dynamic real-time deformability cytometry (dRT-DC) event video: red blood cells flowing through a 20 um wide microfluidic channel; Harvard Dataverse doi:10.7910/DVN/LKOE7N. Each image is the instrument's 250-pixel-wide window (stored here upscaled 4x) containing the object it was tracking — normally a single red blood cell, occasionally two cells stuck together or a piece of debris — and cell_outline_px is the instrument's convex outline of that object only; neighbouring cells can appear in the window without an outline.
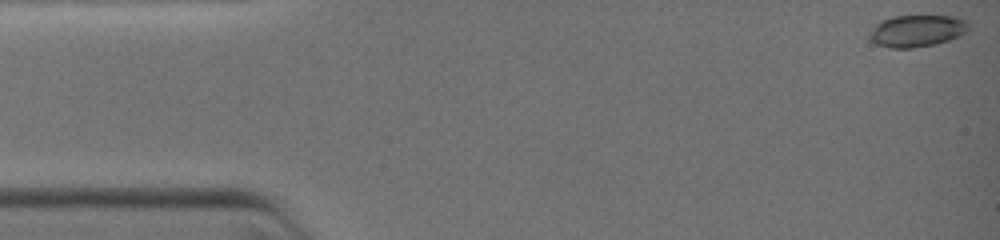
{"species": "common noctule bat (a hibernating species)", "species_latin": "Nyctalus noctula", "temperature_condition": "warm", "stored_images_in_passage": 5, "camera_frame_rate_fps": 3000, "um_per_image_px": 0.085, "animal": {"sex": "female", "body_mass_g": 19.0, "forearm_length_mm": 51.5}, "frame": {"image": 1, "passage_image": 1, "time_ms": 0.0, "image_size_px": [1000, 240], "cell_outline_px": [[968, 28], [960, 36], [936, 44], [912, 48], [888, 48], [876, 44], [868, 36], [876, 24], [880, 20], [892, 16], [956, 16], [964, 20], [968, 24]], "centroid_in_image_um": [77.91, 2.62], "position_along_channel_um": 7.1, "area_um2": 18.38}}